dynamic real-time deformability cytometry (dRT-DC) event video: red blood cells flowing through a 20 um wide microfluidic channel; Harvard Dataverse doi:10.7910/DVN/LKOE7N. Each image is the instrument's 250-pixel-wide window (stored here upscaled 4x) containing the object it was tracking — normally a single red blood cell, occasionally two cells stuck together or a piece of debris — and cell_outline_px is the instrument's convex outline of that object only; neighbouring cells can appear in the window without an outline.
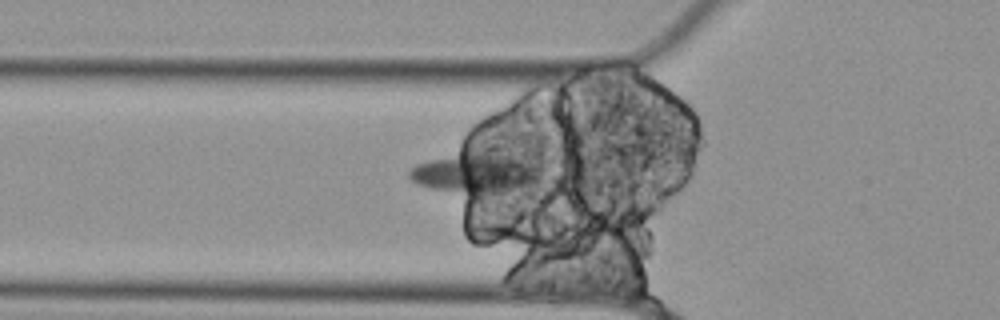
{"species": "Egyptian fruit bat (a non-hibernating species)", "species_latin": "Rousettus aegyptiacus", "temperature_condition": "cold", "stored_images_in_passage": 39, "segment_of_instrument_passage": [1, 2], "camera_frame_rate_fps": 3000, "um_per_image_px": 0.085, "animal": {"sex": "female"}, "frame": {"image": 1, "passage_image": 5, "time_ms": 1.333, "image_size_px": [1000, 320], "cell_outline_px": [[544, 176], [536, 192], [456, 192], [428, 188], [416, 184], [408, 176], [408, 172], [416, 164], [464, 140], [492, 144], [544, 168]], "centroid_in_image_um": [40.58, 14.48], "position_along_channel_um": 85.2, "area_um2": 36.82}}